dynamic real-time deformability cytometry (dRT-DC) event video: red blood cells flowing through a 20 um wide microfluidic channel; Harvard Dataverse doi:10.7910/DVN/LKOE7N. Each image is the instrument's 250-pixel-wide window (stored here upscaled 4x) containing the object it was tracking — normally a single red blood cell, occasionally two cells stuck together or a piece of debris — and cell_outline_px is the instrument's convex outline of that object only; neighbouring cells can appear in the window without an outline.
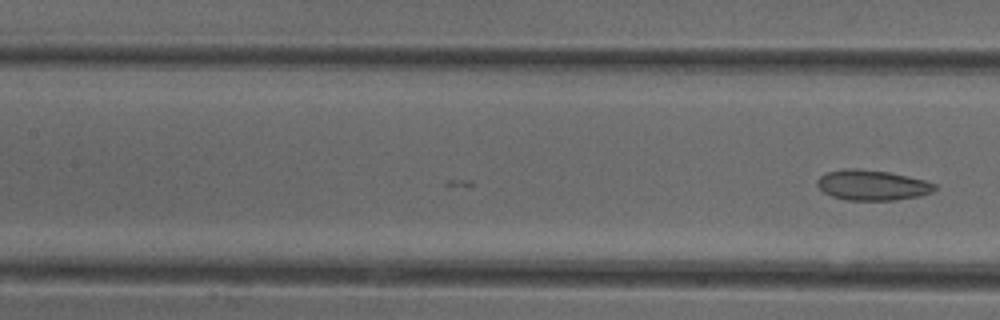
{"species": "common noctule bat (a hibernating species)", "species_latin": "Nyctalus noctula", "temperature_condition": "cold", "stored_images_in_passage": 19, "camera_frame_rate_fps": 3000, "um_per_image_px": 0.085, "animal": {"sex": "female"}, "frame": {"image": 1, "passage_image": 19, "time_ms": 6.0, "image_size_px": [1000, 320], "cell_outline_px": [[936, 188], [932, 192], [920, 196], [892, 200], [844, 200], [832, 196], [824, 192], [816, 184], [816, 180], [824, 172], [844, 168], [856, 168], [888, 172], [908, 176], [924, 180], [936, 184]], "centroid_in_image_um": [74.1, 15.73], "position_along_channel_um": 133.3, "area_um2": 20.87}}